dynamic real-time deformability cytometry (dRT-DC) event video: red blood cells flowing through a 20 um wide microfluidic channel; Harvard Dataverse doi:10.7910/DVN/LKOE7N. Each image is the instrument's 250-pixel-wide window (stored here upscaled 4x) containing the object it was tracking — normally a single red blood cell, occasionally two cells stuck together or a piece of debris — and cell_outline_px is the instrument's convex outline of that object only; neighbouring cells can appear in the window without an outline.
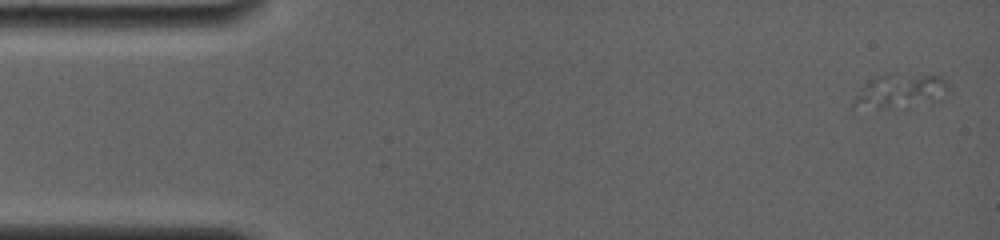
{"species": "common noctule bat (a hibernating species)", "species_latin": "Nyctalus noctula", "temperature_condition": "room temperature", "stored_images_in_passage": 7, "camera_frame_rate_fps": 4000, "um_per_image_px": 0.085, "animal": {"sex": "female", "body_mass_g": 19.0, "forearm_length_mm": 56.7}, "frame": {"image": 1, "passage_image": 2, "time_ms": 0.75, "image_size_px": [1000, 240], "cell_outline_px": [[948, 84], [944, 100], [936, 104], [912, 108], [852, 112], [852, 100], [864, 84], [876, 76], [888, 72], [896, 72], [940, 76]], "centroid_in_image_um": [76.47, 7.83], "position_along_channel_um": 8.5, "area_um2": 20.98}}